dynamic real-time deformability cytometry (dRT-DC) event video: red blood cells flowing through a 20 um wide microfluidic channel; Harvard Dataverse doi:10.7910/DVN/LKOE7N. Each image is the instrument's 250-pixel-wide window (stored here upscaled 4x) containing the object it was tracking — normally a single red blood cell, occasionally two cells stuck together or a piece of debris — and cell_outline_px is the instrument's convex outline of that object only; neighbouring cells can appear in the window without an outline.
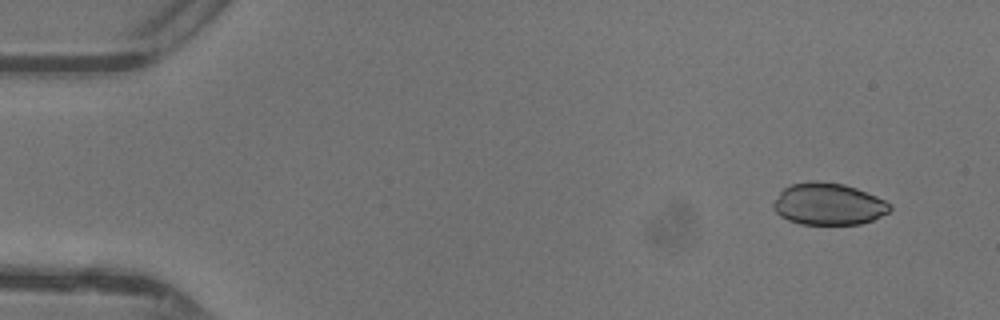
{"species": "common noctule bat (a hibernating species)", "species_latin": "Nyctalus noctula", "temperature_condition": "warm", "stored_images_in_passage": 10, "camera_frame_rate_fps": 3000, "um_per_image_px": 0.085, "animal": {"sex": "female"}, "frame": {"image": 1, "passage_image": 1, "time_ms": 0.0, "image_size_px": [1000, 320], "cell_outline_px": [[892, 208], [888, 212], [872, 220], [860, 224], [800, 224], [788, 220], [780, 216], [772, 208], [772, 204], [780, 192], [784, 188], [792, 184], [812, 180], [816, 180], [844, 184], [856, 188], [876, 196], [892, 204]], "centroid_in_image_um": [70.4, 17.34], "position_along_channel_um": 14.6, "area_um2": 28.5}}